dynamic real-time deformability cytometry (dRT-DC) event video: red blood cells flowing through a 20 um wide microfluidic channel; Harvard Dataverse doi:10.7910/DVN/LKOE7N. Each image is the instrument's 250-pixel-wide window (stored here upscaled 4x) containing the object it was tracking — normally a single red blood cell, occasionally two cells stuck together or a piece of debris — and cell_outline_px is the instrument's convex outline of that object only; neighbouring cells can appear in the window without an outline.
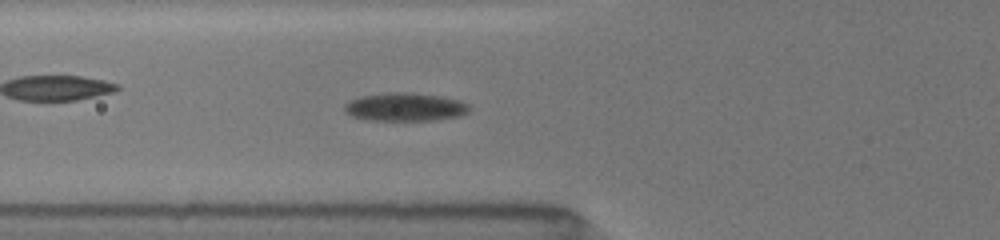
{"species": "common noctule bat (a hibernating species)", "species_latin": "Nyctalus noctula", "temperature_condition": "room temperature", "stored_images_in_passage": 45, "camera_frame_rate_fps": 3000, "um_per_image_px": 0.085, "animal": {"sex": "female", "body_mass_g": 19.5, "forearm_length_mm": 54.1}, "frame": {"image": 1, "passage_image": 13, "time_ms": 4.0, "image_size_px": [1000, 240], "cell_outline_px": [[468, 112], [460, 116], [432, 120], [372, 120], [352, 116], [344, 108], [344, 104], [352, 100], [364, 96], [392, 92], [412, 92], [440, 96], [460, 100], [468, 104]], "centroid_in_image_um": [34.48, 9.09], "position_along_channel_um": 91.3, "area_um2": 20.23}}
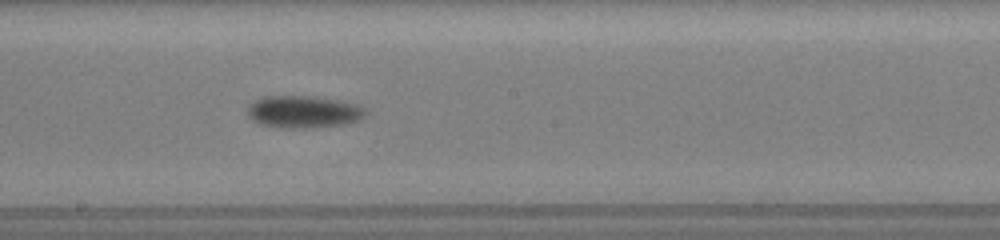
{"frame": {"image": 2, "passage_image": 23, "time_ms": 7.333, "image_size_px": [1000, 240], "cell_outline_px": [[368, 112], [364, 116], [356, 120], [344, 124], [304, 128], [280, 128], [260, 124], [252, 120], [248, 116], [248, 108], [256, 100], [264, 96], [304, 96], [332, 100], [356, 104], [364, 108]], "centroid_in_image_um": [25.76, 9.52], "position_along_channel_um": 222.4, "area_um2": 21.73}}
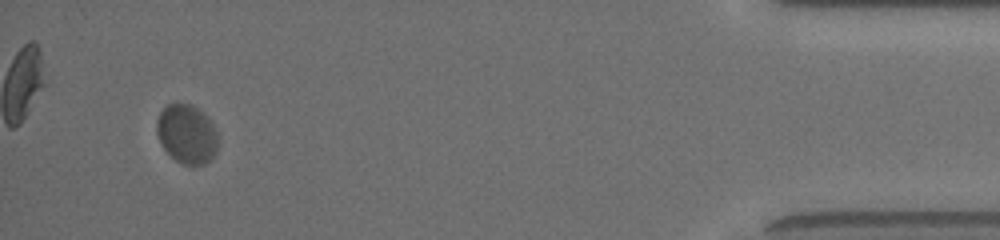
{"frame": {"image": 3, "passage_image": 43, "time_ms": 14.0, "image_size_px": [1000, 240], "cell_outline_px": [[216, 152], [204, 164], [184, 164], [176, 160], [164, 148], [156, 132], [156, 120], [160, 112], [168, 104], [192, 104], [212, 124], [216, 132]], "centroid_in_image_um": [15.84, 11.38], "position_along_channel_um": 419.4, "area_um2": 20.4}, "authors_computed_cell_mechanics": {"area_um2": 20.519, "velocity_mm_per_s": 3.9233, "shape_relaxation_time_tau1_ms": 2.4703, "shape_relaxation_time_tau2_ms": null, "deformation_change_tau1": 0.0837, "deformation_change_tau2": null}}